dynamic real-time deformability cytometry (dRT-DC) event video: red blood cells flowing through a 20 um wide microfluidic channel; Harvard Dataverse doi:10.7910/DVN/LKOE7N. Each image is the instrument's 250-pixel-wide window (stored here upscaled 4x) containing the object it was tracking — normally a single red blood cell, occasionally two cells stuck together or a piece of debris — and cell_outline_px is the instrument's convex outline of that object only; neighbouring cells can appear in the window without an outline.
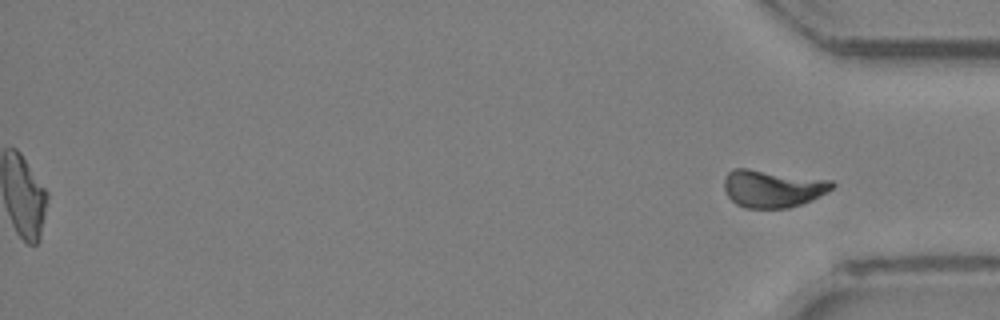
{"species": "Egyptian fruit bat (a non-hibernating species)", "species_latin": "Rousettus aegyptiacus", "temperature_condition": "room temperature", "stored_images_in_passage": 27, "segment_of_instrument_passage": [2, 2], "camera_frame_rate_fps": 3000, "um_per_image_px": 0.085, "animal": {"sex": "female"}, "frame": {"image": 1, "passage_image": 27, "time_ms": 8.667, "image_size_px": [1000, 320], "cell_outline_px": [[836, 184], [828, 192], [812, 200], [788, 208], [744, 208], [736, 204], [728, 196], [724, 188], [724, 180], [728, 172], [736, 168], [748, 168], [832, 180]], "centroid_in_image_um": [65.68, 16.02], "position_along_channel_um": 369.5, "area_um2": 23.7}}